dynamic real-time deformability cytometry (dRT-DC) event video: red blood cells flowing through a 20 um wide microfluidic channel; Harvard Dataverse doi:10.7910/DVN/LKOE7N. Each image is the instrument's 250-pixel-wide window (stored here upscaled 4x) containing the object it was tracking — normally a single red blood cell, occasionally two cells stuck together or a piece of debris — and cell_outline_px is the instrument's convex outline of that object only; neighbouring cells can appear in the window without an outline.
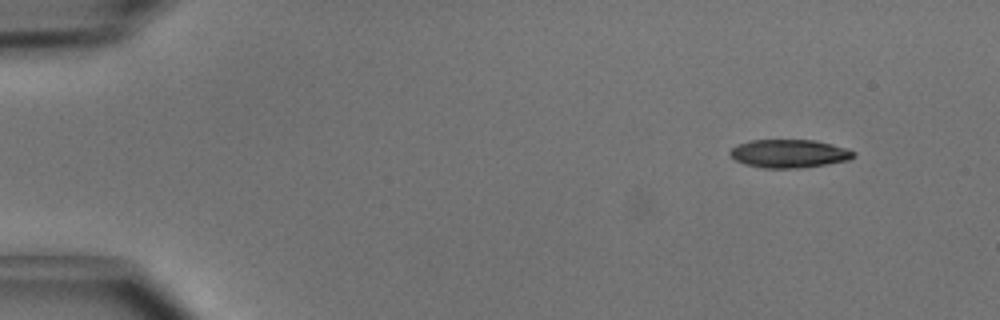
{"species": "common noctule bat (a hibernating species)", "species_latin": "Nyctalus noctula", "temperature_condition": "cold", "stored_images_in_passage": 41, "camera_frame_rate_fps": 3000, "um_per_image_px": 0.085, "animal": {"sex": "male", "body_mass_g": 15.6}, "frame": {"image": 1, "passage_image": 1, "time_ms": 0.0, "image_size_px": [1000, 320], "cell_outline_px": [[856, 156], [848, 160], [800, 168], [764, 168], [744, 164], [736, 160], [728, 152], [736, 144], [748, 140], [812, 140], [832, 144], [856, 152]], "centroid_in_image_um": [67.04, 13.05], "position_along_channel_um": 18.0, "area_um2": 20.29}}
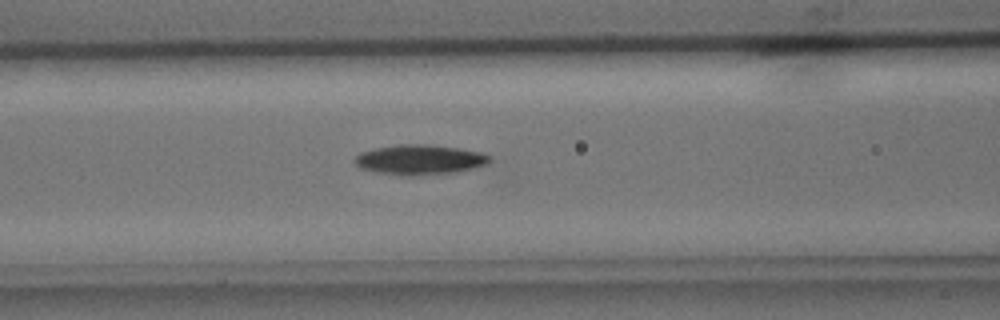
{"frame": {"image": 2, "passage_image": 17, "time_ms": 5.333, "image_size_px": [1000, 320], "cell_outline_px": [[492, 160], [488, 164], [476, 168], [456, 172], [412, 176], [404, 176], [376, 172], [360, 168], [352, 160], [360, 152], [376, 148], [396, 144], [432, 144], [460, 148], [484, 152], [492, 156]], "centroid_in_image_um": [35.73, 13.57], "position_along_channel_um": 130.9, "area_um2": 24.1}}
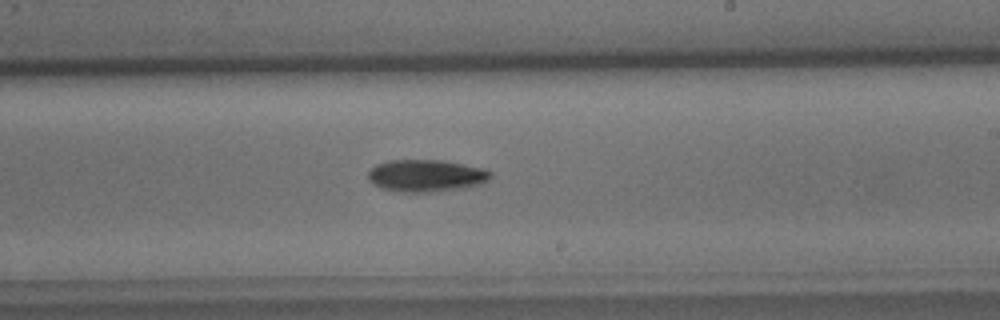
{"frame": {"image": 3, "passage_image": 26, "time_ms": 8.333, "image_size_px": [1000, 320], "cell_outline_px": [[492, 176], [484, 184], [464, 188], [432, 192], [404, 192], [384, 188], [368, 180], [368, 172], [376, 164], [388, 160], [444, 160], [484, 168], [492, 172]], "centroid_in_image_um": [36.28, 14.92], "position_along_channel_um": 252.7, "area_um2": 23.06}}